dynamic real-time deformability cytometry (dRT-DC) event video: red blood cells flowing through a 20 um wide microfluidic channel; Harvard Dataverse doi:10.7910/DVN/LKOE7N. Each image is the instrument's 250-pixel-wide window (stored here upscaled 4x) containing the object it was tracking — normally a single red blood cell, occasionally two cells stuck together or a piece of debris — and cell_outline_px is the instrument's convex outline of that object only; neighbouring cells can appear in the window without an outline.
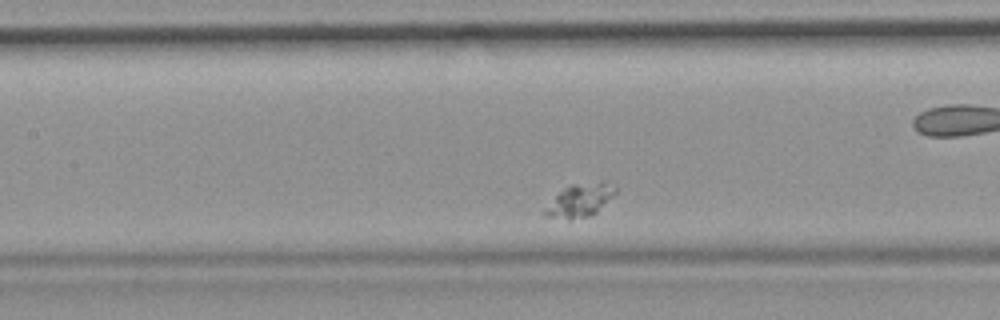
{"species": "common noctule bat (a hibernating species)", "species_latin": "Nyctalus noctula", "temperature_condition": "room temperature", "stored_images_in_passage": 35, "camera_frame_rate_fps": 3000, "um_per_image_px": 0.085, "animal": {"sex": "female", "body_mass_g": 19.9}, "frame": {"image": 1, "passage_image": 6, "time_ms": 1.667, "image_size_px": [1000, 320], "cell_outline_px": [[620, 188], [592, 216], [568, 220], [548, 216], [544, 212], [556, 196], [564, 188], [572, 184], [604, 180]], "centroid_in_image_um": [49.38, 17.0], "position_along_channel_um": 158.0, "area_um2": 13.47}}